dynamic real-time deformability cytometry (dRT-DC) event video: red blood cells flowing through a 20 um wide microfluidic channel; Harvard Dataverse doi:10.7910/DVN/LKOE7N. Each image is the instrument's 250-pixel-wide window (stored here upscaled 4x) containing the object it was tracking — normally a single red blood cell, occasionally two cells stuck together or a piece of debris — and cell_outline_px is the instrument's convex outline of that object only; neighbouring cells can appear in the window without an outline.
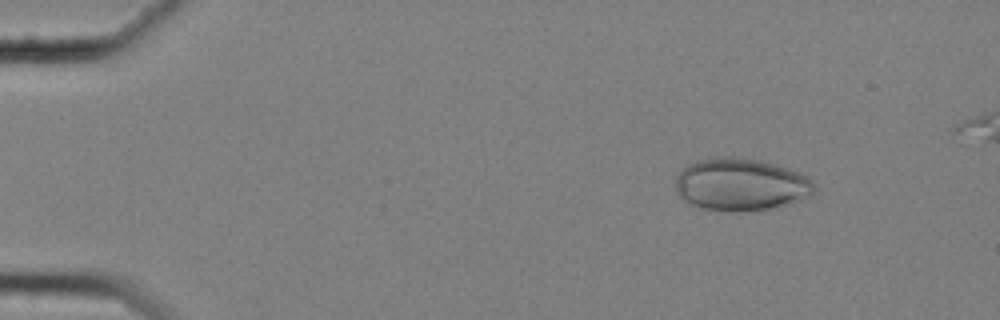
{"species": "common noctule bat (a hibernating species)", "species_latin": "Nyctalus noctula", "temperature_condition": "cold", "stored_images_in_passage": 57, "camera_frame_rate_fps": 3000, "um_per_image_px": 0.085, "animal": {"sex": "female", "body_mass_g": 25.1}, "frame": {"image": 1, "passage_image": 8, "time_ms": 2.333, "image_size_px": [1000, 320], "cell_outline_px": [[816, 188], [812, 196], [788, 204], [768, 208], [736, 212], [704, 208], [692, 204], [684, 200], [676, 192], [676, 176], [680, 168], [696, 160], [716, 156], [744, 156], [764, 160], [800, 172], [808, 176], [816, 184]], "centroid_in_image_um": [62.99, 15.64], "position_along_channel_um": 22.0, "area_um2": 43.18}}
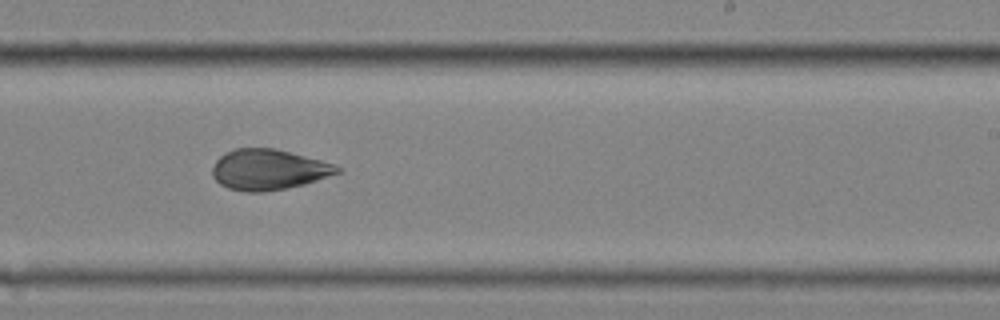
{"frame": {"image": 2, "passage_image": 37, "time_ms": 12.0, "image_size_px": [1000, 320], "cell_outline_px": [[344, 168], [340, 172], [304, 184], [264, 192], [244, 192], [228, 188], [220, 184], [212, 176], [212, 168], [216, 160], [220, 156], [236, 148], [272, 148], [320, 160]], "centroid_in_image_um": [22.79, 14.42], "position_along_channel_um": 266.2, "area_um2": 29.19}}
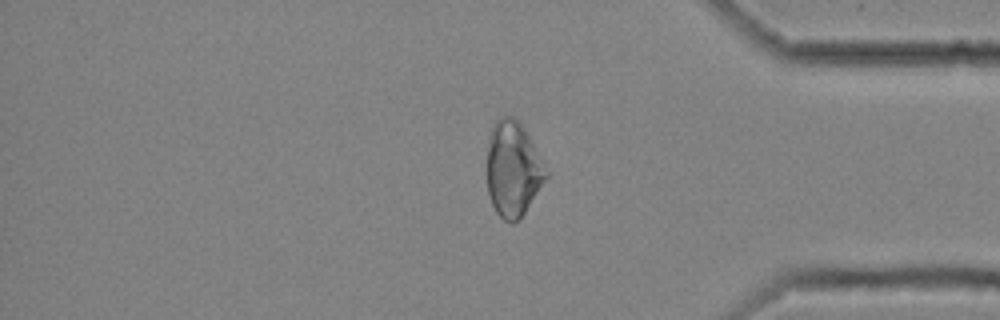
{"frame": {"image": 3, "passage_image": 49, "time_ms": 16.0, "image_size_px": [1000, 320], "cell_outline_px": [[548, 176], [520, 220], [512, 224], [504, 220], [496, 212], [492, 204], [488, 192], [484, 168], [488, 136], [492, 124], [500, 116], [512, 116], [524, 128], [548, 172]], "centroid_in_image_um": [43.54, 14.38], "position_along_channel_um": 391.7, "area_um2": 33.41}}